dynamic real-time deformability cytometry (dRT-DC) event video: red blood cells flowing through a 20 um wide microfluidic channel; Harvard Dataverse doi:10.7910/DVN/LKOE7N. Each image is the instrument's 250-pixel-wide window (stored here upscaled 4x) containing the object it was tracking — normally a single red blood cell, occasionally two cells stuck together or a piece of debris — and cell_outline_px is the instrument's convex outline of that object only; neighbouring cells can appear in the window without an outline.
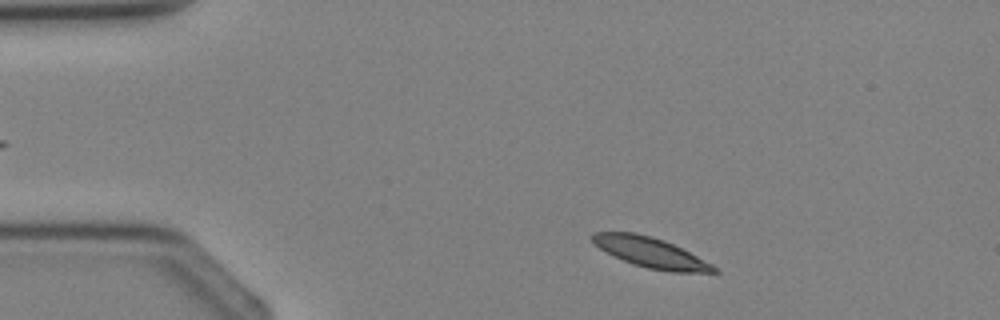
{"species": "Egyptian fruit bat (a non-hibernating species)", "species_latin": "Rousettus aegyptiacus", "temperature_condition": "cold", "stored_images_in_passage": 2, "camera_frame_rate_fps": 3000, "um_per_image_px": 0.085, "animal": {"sex": "female"}, "frame": {"image": 1, "passage_image": 2, "time_ms": 1.333, "image_size_px": [1000, 320], "cell_outline_px": [[720, 272], [668, 272], [648, 268], [624, 260], [600, 248], [588, 236], [592, 232], [632, 232], [652, 236], [664, 240], [712, 264]], "centroid_in_image_um": [55.29, 21.45], "position_along_channel_um": 29.7, "area_um2": 20.87}}